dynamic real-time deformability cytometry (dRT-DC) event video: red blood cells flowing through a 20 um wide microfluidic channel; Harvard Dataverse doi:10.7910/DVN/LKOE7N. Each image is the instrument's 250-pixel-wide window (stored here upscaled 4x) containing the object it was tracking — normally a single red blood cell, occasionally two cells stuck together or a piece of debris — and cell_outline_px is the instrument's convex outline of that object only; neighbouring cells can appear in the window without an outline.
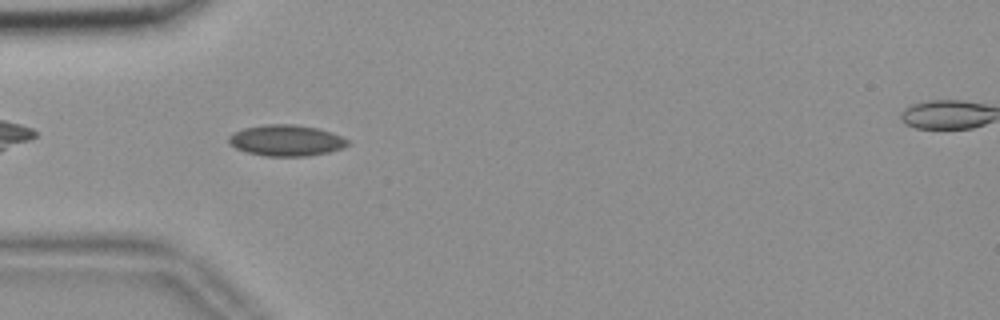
{"species": "common noctule bat (a hibernating species)", "species_latin": "Nyctalus noctula", "temperature_condition": "room temperature", "stored_images_in_passage": 42, "camera_frame_rate_fps": 3000, "um_per_image_px": 0.085, "animal": {"sex": "female", "body_mass_g": 18.4}, "frame": {"image": 1, "passage_image": 4, "time_ms": 1.0, "image_size_px": [1000, 320], "cell_outline_px": [[348, 144], [340, 148], [328, 152], [308, 156], [264, 156], [248, 152], [236, 148], [228, 140], [228, 136], [232, 132], [244, 128], [264, 124], [292, 124], [316, 128], [332, 132], [348, 140]], "centroid_in_image_um": [24.29, 11.93], "position_along_channel_um": 60.7, "area_um2": 21.39}}
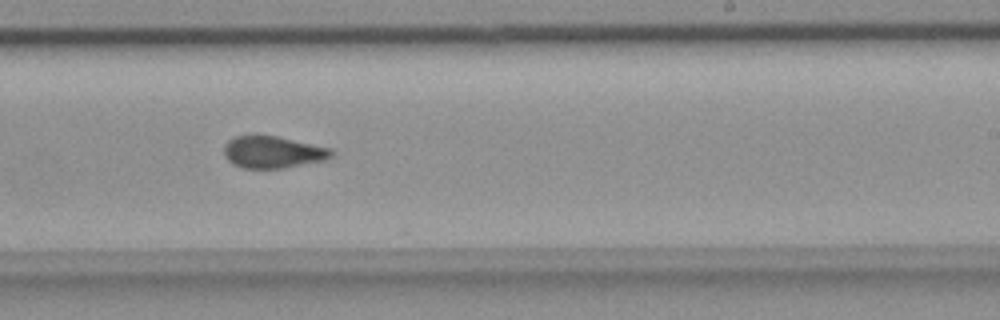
{"frame": {"image": 2, "passage_image": 21, "time_ms": 6.667, "image_size_px": [1000, 320], "cell_outline_px": [[332, 156], [324, 160], [284, 168], [244, 168], [232, 164], [228, 160], [224, 152], [224, 144], [228, 140], [236, 136], [276, 136], [332, 148]], "centroid_in_image_um": [23.18, 12.93], "position_along_channel_um": 265.8, "area_um2": 19.83}}
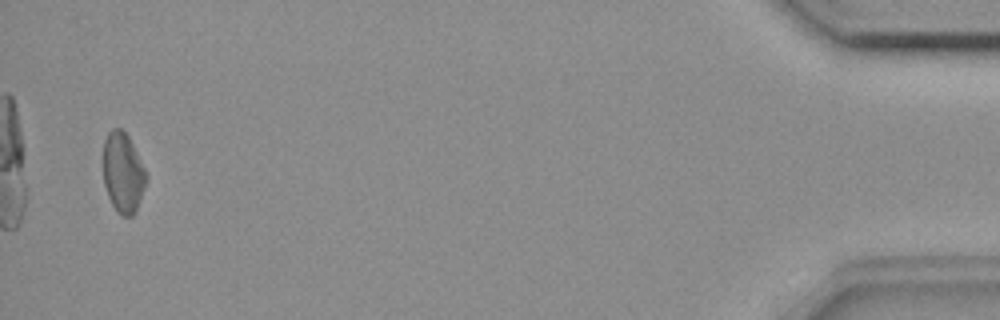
{"frame": {"image": 3, "passage_image": 41, "time_ms": 13.333, "image_size_px": [1000, 320], "cell_outline_px": [[148, 176], [136, 212], [132, 216], [120, 216], [116, 212], [108, 196], [104, 184], [100, 160], [100, 156], [104, 140], [108, 132], [112, 128], [120, 128], [128, 136]], "centroid_in_image_um": [10.39, 14.67], "position_along_channel_um": 424.8, "area_um2": 20.63}, "authors_computed_cell_mechanics": {"area_um2": 20.3745, "velocity_mm_per_s": 3.6713, "shape_relaxation_time_tau1_ms": null, "shape_relaxation_time_tau2_ms": 1.8176, "deformation_change_tau1": null, "deformation_change_tau2": 0.0505}}